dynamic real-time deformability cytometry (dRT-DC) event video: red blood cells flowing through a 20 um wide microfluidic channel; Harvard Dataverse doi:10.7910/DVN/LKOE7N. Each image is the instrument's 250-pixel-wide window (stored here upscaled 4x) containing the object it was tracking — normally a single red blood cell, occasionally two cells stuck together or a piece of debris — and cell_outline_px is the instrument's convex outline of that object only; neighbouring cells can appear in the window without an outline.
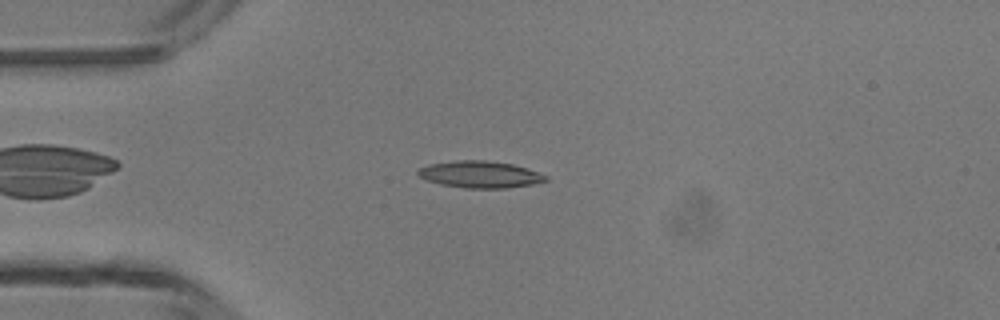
{"species": "common noctule bat (a hibernating species)", "species_latin": "Nyctalus noctula", "temperature_condition": "room temperature", "stored_images_in_passage": 5, "camera_frame_rate_fps": 3000, "um_per_image_px": 0.085, "animal": {"sex": "male", "body_mass_g": 13.3}, "frame": {"image": 1, "passage_image": 4, "time_ms": 3.667, "image_size_px": [1000, 320], "cell_outline_px": [[548, 180], [532, 184], [508, 188], [464, 188], [440, 184], [428, 180], [420, 176], [416, 172], [420, 168], [428, 164], [456, 160], [484, 160], [512, 164], [528, 168], [548, 176]], "centroid_in_image_um": [40.82, 14.82], "position_along_channel_um": 44.2, "area_um2": 19.94}}